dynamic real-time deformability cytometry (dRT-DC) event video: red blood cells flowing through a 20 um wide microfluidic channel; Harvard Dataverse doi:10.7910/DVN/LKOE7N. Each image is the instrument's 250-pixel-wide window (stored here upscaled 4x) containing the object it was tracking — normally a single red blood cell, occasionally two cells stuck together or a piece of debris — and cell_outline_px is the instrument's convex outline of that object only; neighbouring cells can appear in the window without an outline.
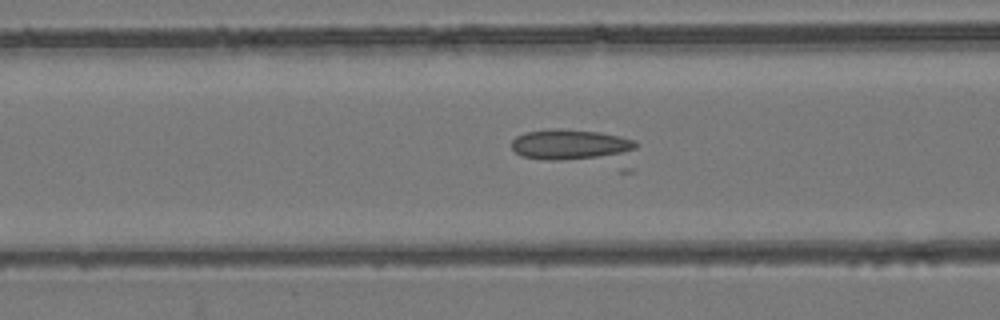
{"species": "common noctule bat (a hibernating species)", "species_latin": "Nyctalus noctula", "temperature_condition": "room temperature", "stored_images_in_passage": 54, "camera_frame_rate_fps": 3000, "um_per_image_px": 0.085, "animal": {"sex": "female", "body_mass_g": 24.6, "forearm_length_mm": 56.2}, "frame": {"image": 1, "passage_image": 22, "time_ms": 7.0, "image_size_px": [1000, 320], "cell_outline_px": [[636, 148], [632, 172], [620, 172], [544, 160], [520, 156], [512, 148], [512, 140], [516, 136], [524, 132], [552, 128], [560, 128], [600, 132], [620, 136], [636, 140]], "centroid_in_image_um": [49.13, 12.61], "position_along_channel_um": 117.5, "area_um2": 28.55}}
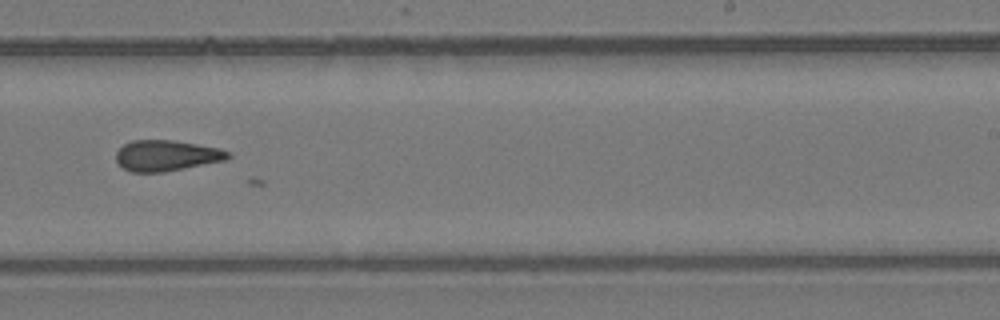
{"frame": {"image": 2, "passage_image": 34, "time_ms": 11.0, "image_size_px": [1000, 320], "cell_outline_px": [[232, 156], [224, 160], [164, 172], [132, 172], [124, 168], [116, 160], [116, 152], [124, 144], [132, 140], [172, 140], [220, 148], [228, 152]], "centroid_in_image_um": [14.13, 13.22], "position_along_channel_um": 274.9, "area_um2": 19.88}}
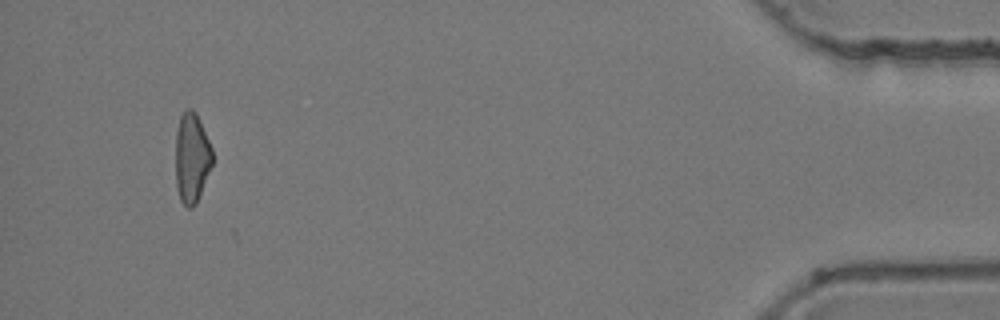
{"frame": {"image": 3, "passage_image": 51, "time_ms": 16.667, "image_size_px": [1000, 320], "cell_outline_px": [[212, 164], [196, 204], [192, 208], [188, 208], [180, 200], [176, 188], [176, 132], [180, 116], [188, 108], [192, 108], [196, 112], [212, 148]], "centroid_in_image_um": [16.29, 13.42], "position_along_channel_um": 418.9, "area_um2": 19.25}}